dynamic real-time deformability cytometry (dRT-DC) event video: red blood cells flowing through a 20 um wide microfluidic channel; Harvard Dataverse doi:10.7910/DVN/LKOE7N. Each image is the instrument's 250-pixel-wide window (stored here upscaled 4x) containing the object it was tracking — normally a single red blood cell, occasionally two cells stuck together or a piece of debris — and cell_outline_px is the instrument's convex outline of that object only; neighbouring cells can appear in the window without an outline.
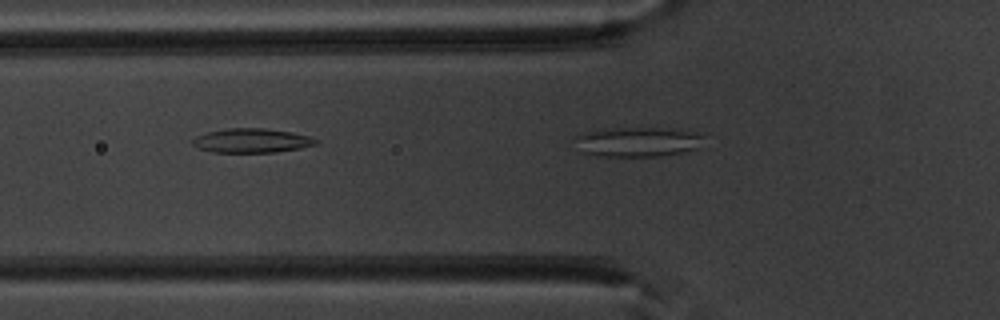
{"species": "common noctule bat (a hibernating species)", "species_latin": "Nyctalus noctula", "temperature_condition": "warm", "stored_images_in_passage": 5, "camera_frame_rate_fps": 3000, "um_per_image_px": 0.085, "animal": {"sex": "male", "body_mass_g": 20.1, "forearm_length_mm": 53.5}, "frame": {"image": 1, "passage_image": 5, "time_ms": 1.333, "image_size_px": [1000, 320], "cell_outline_px": [[708, 148], [660, 156], [600, 156], [580, 152], [576, 136], [588, 132], [616, 128], [656, 128], [684, 132], [704, 136]], "centroid_in_image_um": [54.31, 12.09], "position_along_channel_um": 71.5, "area_um2": 22.08}}